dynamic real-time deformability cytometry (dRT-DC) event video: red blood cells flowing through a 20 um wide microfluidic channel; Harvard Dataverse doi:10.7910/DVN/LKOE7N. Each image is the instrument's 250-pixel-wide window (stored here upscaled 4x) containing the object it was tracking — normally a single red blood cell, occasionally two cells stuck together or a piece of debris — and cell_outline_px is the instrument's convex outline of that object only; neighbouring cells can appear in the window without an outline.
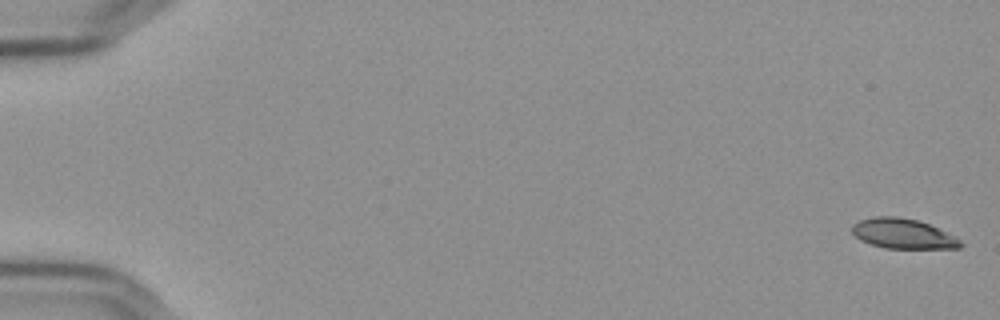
{"species": "Egyptian fruit bat (a non-hibernating species)", "species_latin": "Rousettus aegyptiacus", "temperature_condition": "cold", "stored_images_in_passage": 10, "camera_frame_rate_fps": 3000, "um_per_image_px": 0.085, "frame": {"image": 1, "passage_image": 1, "time_ms": 0.0, "image_size_px": [1000, 320], "cell_outline_px": [[964, 244], [960, 248], [884, 248], [860, 240], [852, 232], [852, 224], [860, 220], [876, 216], [896, 216], [916, 220], [928, 224], [956, 236]], "centroid_in_image_um": [76.76, 19.86], "position_along_channel_um": 8.2, "area_um2": 18.84}}
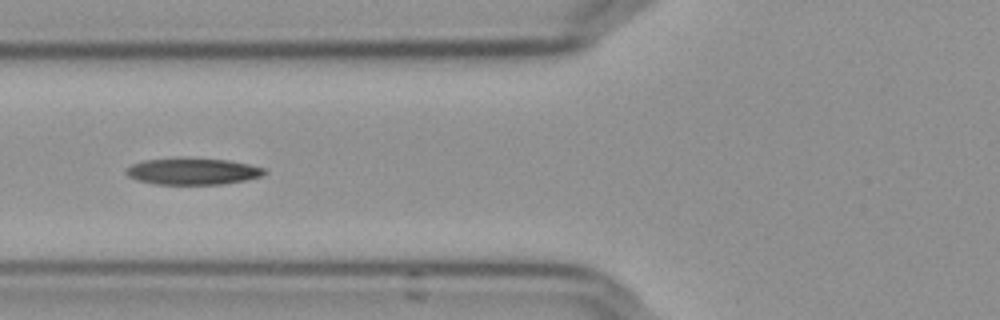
{"frame": {"image": 2, "passage_image": 7, "time_ms": 2.0, "image_size_px": [1000, 320], "cell_outline_px": [[268, 172], [260, 176], [244, 180], [220, 184], [156, 184], [136, 180], [128, 176], [124, 172], [132, 164], [144, 160], [180, 156], [228, 160], [248, 164], [264, 168]], "centroid_in_image_um": [16.34, 14.54], "position_along_channel_um": 109.5, "area_um2": 21.73}}
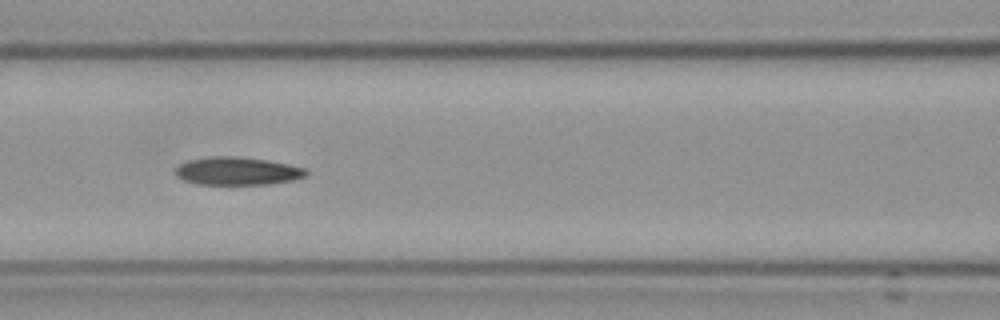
{"frame": {"image": 3, "passage_image": 8, "time_ms": 2.333, "image_size_px": [1000, 320], "cell_outline_px": [[308, 172], [304, 176], [292, 180], [268, 184], [196, 184], [184, 180], [176, 176], [176, 168], [180, 164], [188, 160], [212, 156], [232, 156], [268, 160], [308, 168]], "centroid_in_image_um": [20.18, 14.53], "position_along_channel_um": 146.4, "area_um2": 21.21}}